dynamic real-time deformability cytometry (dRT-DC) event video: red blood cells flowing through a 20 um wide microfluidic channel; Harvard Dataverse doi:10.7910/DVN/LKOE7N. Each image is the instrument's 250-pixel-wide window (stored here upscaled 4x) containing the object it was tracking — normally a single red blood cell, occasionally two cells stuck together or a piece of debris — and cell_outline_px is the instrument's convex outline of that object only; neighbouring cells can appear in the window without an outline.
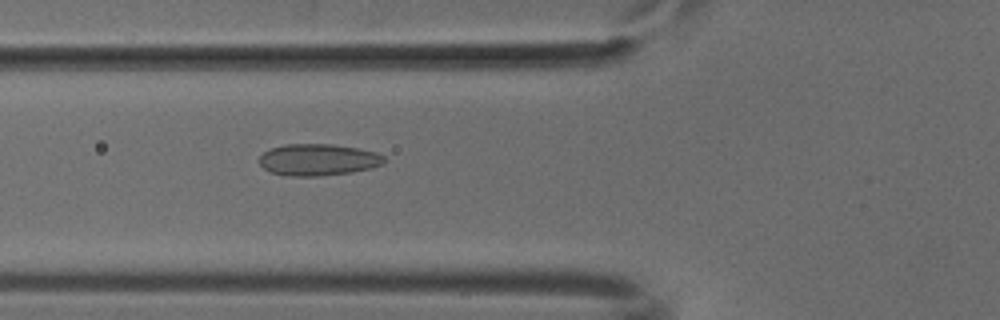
{"species": "common noctule bat (a hibernating species)", "species_latin": "Nyctalus noctula", "temperature_condition": "cold", "stored_images_in_passage": 52, "camera_frame_rate_fps": 3000, "um_per_image_px": 0.085, "animal": {"sex": "male", "body_mass_g": 18.8}, "frame": {"image": 1, "passage_image": 19, "time_ms": 6.0, "image_size_px": [1000, 320], "cell_outline_px": [[384, 164], [372, 168], [352, 172], [320, 176], [284, 176], [272, 172], [264, 168], [260, 164], [260, 156], [264, 152], [272, 148], [284, 144], [332, 144], [356, 148], [376, 152], [384, 156]], "centroid_in_image_um": [27.05, 13.58], "position_along_channel_um": 98.7, "area_um2": 23.06}}
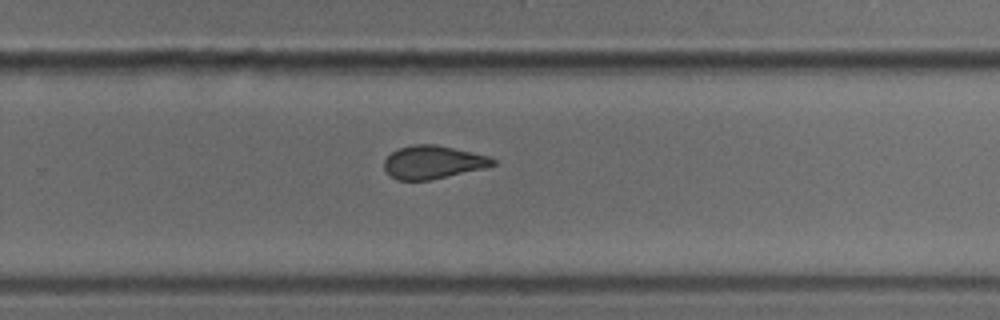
{"frame": {"image": 2, "passage_image": 34, "time_ms": 11.0, "image_size_px": [1000, 320], "cell_outline_px": [[496, 164], [484, 168], [432, 180], [396, 180], [384, 168], [384, 160], [392, 152], [400, 148], [412, 144], [436, 144], [488, 156], [496, 160]], "centroid_in_image_um": [36.8, 13.79], "position_along_channel_um": 293.0, "area_um2": 20.87}}
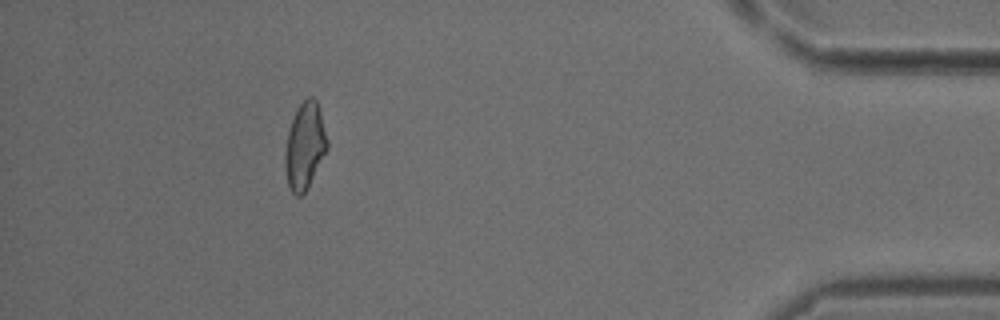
{"frame": {"image": 3, "passage_image": 47, "time_ms": 15.333, "image_size_px": [1000, 320], "cell_outline_px": [[328, 148], [304, 192], [300, 196], [296, 196], [288, 188], [284, 164], [284, 156], [288, 132], [292, 120], [300, 104], [308, 96], [312, 96], [316, 100], [320, 112], [328, 140]], "centroid_in_image_um": [25.89, 12.41], "position_along_channel_um": 409.3, "area_um2": 20.92}}